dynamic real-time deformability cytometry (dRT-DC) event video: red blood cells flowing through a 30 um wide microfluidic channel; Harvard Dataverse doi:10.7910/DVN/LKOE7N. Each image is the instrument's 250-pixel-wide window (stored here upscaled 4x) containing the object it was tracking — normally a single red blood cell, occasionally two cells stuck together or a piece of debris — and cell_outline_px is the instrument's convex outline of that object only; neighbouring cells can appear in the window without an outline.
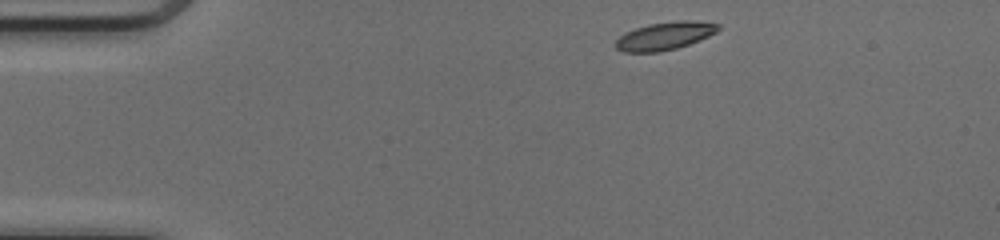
{"species": "common noctule bat (a hibernating species)", "species_latin": "Nyctalus noctula", "temperature_condition": "cold", "stored_images_in_passage": 42, "camera_frame_rate_fps": 3000, "um_per_image_px": 0.085, "animal": {"sex": "female", "body_mass_g": 17.0, "forearm_length_mm": 48.0}, "frame": {"image": 1, "passage_image": 1, "time_ms": 0.0, "image_size_px": [1000, 240], "cell_outline_px": [[720, 28], [716, 32], [700, 40], [676, 48], [660, 52], [624, 52], [616, 48], [616, 40], [620, 36], [636, 28], [648, 24], [676, 20], [692, 20], [720, 24]], "centroid_in_image_um": [56.53, 3.04], "position_along_channel_um": 28.5, "area_um2": 16.59}}
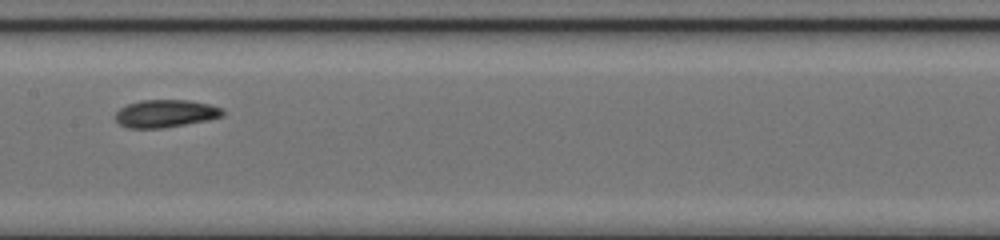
{"frame": {"image": 2, "passage_image": 18, "time_ms": 5.667, "image_size_px": [1000, 240], "cell_outline_px": [[224, 116], [208, 120], [164, 128], [128, 128], [120, 124], [116, 120], [116, 112], [120, 108], [128, 104], [140, 100], [188, 100], [208, 104], [224, 108]], "centroid_in_image_um": [14.09, 9.65], "position_along_channel_um": 193.3, "area_um2": 17.34}}
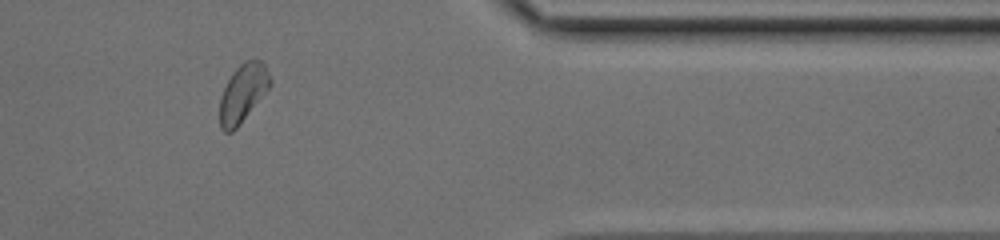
{"frame": {"image": 3, "passage_image": 34, "time_ms": 11.0, "image_size_px": [1000, 240], "cell_outline_px": [[272, 84], [240, 124], [232, 132], [224, 132], [220, 128], [220, 96], [232, 72], [244, 60], [260, 60], [264, 64], [272, 80]], "centroid_in_image_um": [20.64, 7.91], "position_along_channel_um": 390.8, "area_um2": 16.94}, "authors_computed_cell_mechanics": {"area_um2": 17.1088, "velocity_mm_per_s": 4.1078, "shape_relaxation_time_tau1_ms": 1.9171, "shape_relaxation_time_tau2_ms": 4.1876, "deformation_change_tau1": 0.0847, "deformation_change_tau2": 0.0938}}